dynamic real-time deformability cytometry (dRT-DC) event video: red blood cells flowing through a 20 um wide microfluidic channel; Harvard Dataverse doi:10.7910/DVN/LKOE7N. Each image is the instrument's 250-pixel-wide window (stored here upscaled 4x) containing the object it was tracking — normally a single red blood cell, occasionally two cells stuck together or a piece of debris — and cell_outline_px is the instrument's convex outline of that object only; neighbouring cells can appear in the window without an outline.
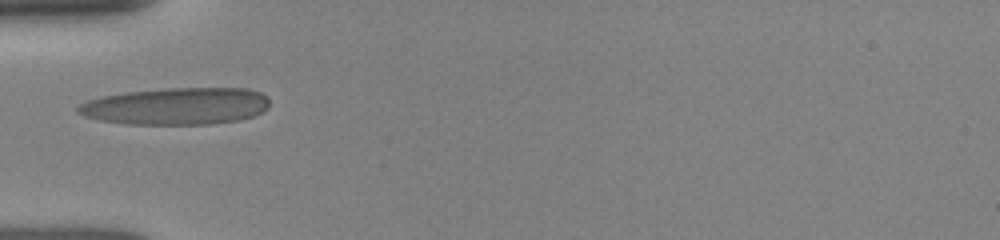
{"species": "human", "species_latin": "Homo sapiens", "temperature_condition": "room temperature", "stored_images_in_passage": 44, "camera_frame_rate_fps": 3000, "um_per_image_px": 0.085, "donor": {"sex": "female"}, "frame": {"image": 1, "passage_image": 1, "time_ms": 0.0, "image_size_px": [1000, 240], "cell_outline_px": [[268, 108], [264, 112], [240, 120], [212, 124], [124, 124], [100, 120], [84, 116], [76, 112], [76, 108], [80, 104], [88, 100], [104, 96], [128, 92], [168, 88], [248, 88], [260, 92], [268, 96]], "centroid_in_image_um": [15.02, 9.03], "position_along_channel_um": 70.0, "area_um2": 41.5}}
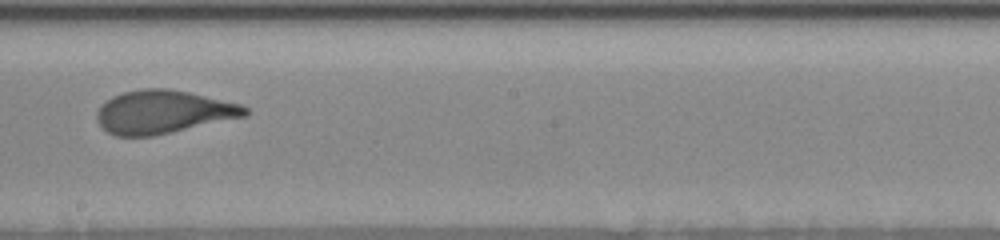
{"frame": {"image": 2, "passage_image": 16, "time_ms": 4.0, "image_size_px": [1000, 240], "cell_outline_px": [[248, 116], [152, 136], [116, 136], [100, 128], [96, 120], [96, 112], [100, 104], [112, 96], [124, 92], [144, 88], [168, 88], [188, 92], [240, 104], [248, 108]], "centroid_in_image_um": [13.82, 9.52], "position_along_channel_um": 234.4, "area_um2": 37.45}}
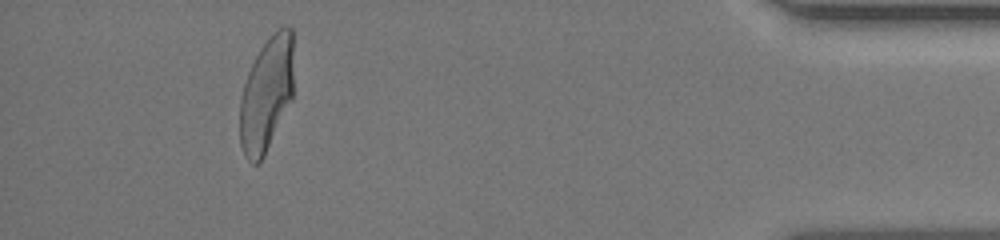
{"frame": {"image": 3, "passage_image": 39, "time_ms": 9.667, "image_size_px": [1000, 240], "cell_outline_px": [[292, 100], [260, 164], [252, 164], [244, 156], [240, 144], [240, 100], [244, 84], [248, 72], [260, 48], [272, 32], [276, 28], [284, 24], [292, 28]], "centroid_in_image_um": [22.65, 8.01], "position_along_channel_um": 412.6, "area_um2": 36.13}}